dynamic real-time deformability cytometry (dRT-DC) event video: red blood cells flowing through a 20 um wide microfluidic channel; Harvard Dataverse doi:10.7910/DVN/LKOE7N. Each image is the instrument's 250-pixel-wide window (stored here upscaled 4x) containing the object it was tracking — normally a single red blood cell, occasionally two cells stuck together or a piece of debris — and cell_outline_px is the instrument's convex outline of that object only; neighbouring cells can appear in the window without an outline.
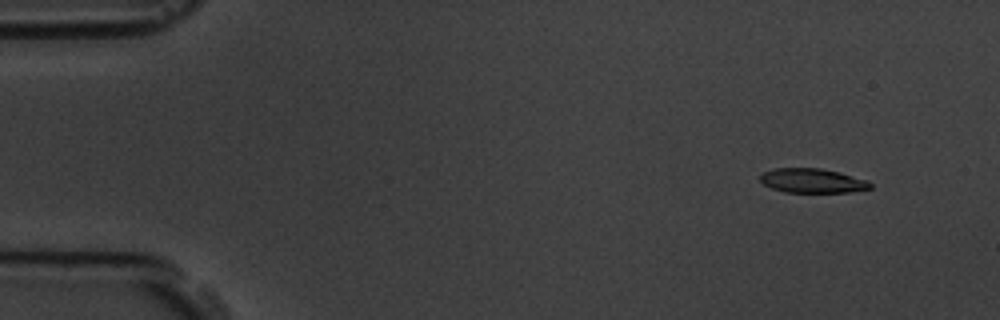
{"species": "common noctule bat (a hibernating species)", "species_latin": "Nyctalus noctula", "temperature_condition": "room temperature", "stored_images_in_passage": 5, "camera_frame_rate_fps": 3000, "um_per_image_px": 0.085, "animal": {"sex": "male", "body_mass_g": 19.5, "forearm_length_mm": 54.6}, "frame": {"image": 1, "passage_image": 2, "time_ms": 1.0, "image_size_px": [1000, 320], "cell_outline_px": [[872, 188], [848, 192], [784, 192], [772, 188], [764, 184], [760, 180], [760, 176], [764, 172], [776, 168], [820, 168], [840, 172], [868, 180], [872, 184]], "centroid_in_image_um": [69.08, 15.36], "position_along_channel_um": 15.9, "area_um2": 15.61}}
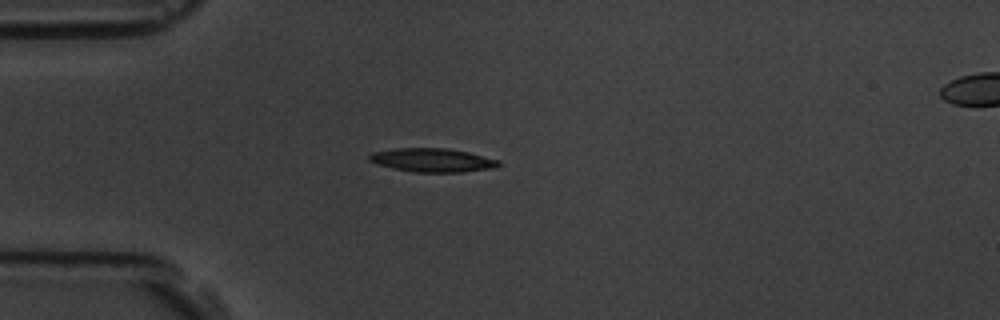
{"frame": {"image": 2, "passage_image": 5, "time_ms": 4.333, "image_size_px": [1000, 320], "cell_outline_px": [[500, 164], [496, 168], [460, 172], [412, 172], [392, 168], [376, 164], [368, 160], [368, 156], [372, 152], [392, 148], [448, 148], [468, 152], [500, 160]], "centroid_in_image_um": [36.73, 13.61], "position_along_channel_um": 48.3, "area_um2": 18.03}}